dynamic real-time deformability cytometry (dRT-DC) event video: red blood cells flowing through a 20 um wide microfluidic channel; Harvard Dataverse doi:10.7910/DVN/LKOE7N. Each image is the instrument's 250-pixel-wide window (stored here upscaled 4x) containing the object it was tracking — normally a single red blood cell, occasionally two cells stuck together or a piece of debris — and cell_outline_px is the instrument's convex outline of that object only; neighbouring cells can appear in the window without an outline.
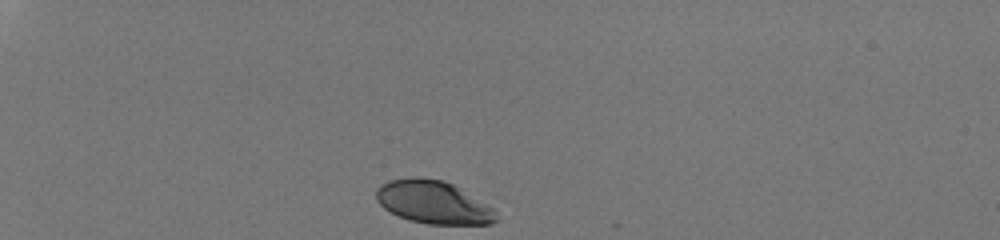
{"species": "human", "species_latin": "Homo sapiens", "temperature_condition": "room temperature", "stored_images_in_passage": 31, "camera_frame_rate_fps": 3000, "um_per_image_px": 0.085, "donor": {"sex": "male"}, "frame": {"image": 1, "passage_image": 1, "time_ms": 0.0, "image_size_px": [1000, 240], "cell_outline_px": [[500, 220], [492, 224], [428, 224], [408, 220], [384, 208], [376, 200], [376, 188], [380, 184], [388, 180], [444, 180], [452, 184], [492, 208], [496, 212]], "centroid_in_image_um": [36.85, 17.24], "position_along_channel_um": 48.2, "area_um2": 29.19}}
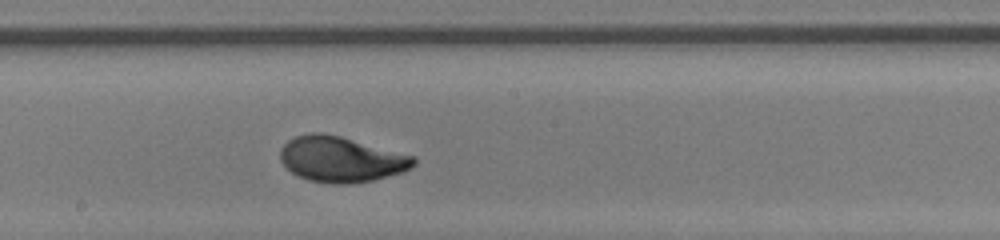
{"frame": {"image": 2, "passage_image": 18, "time_ms": 5.667, "image_size_px": [1000, 240], "cell_outline_px": [[416, 164], [412, 168], [400, 172], [372, 180], [348, 184], [332, 184], [308, 180], [296, 176], [280, 160], [280, 148], [288, 140], [296, 136], [312, 132], [320, 132], [340, 136], [416, 156]], "centroid_in_image_um": [28.99, 13.53], "position_along_channel_um": 219.2, "area_um2": 35.43}}
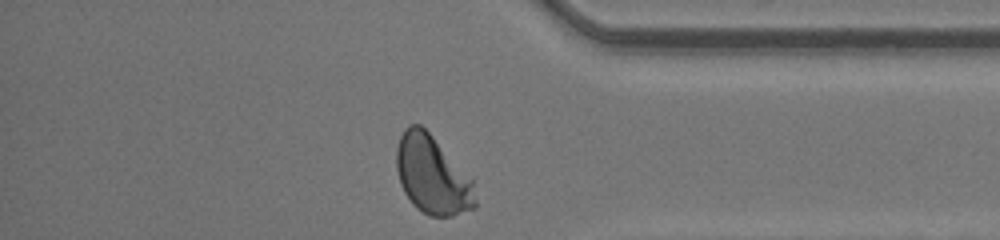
{"frame": {"image": 3, "passage_image": 31, "time_ms": 10.0, "image_size_px": [1000, 240], "cell_outline_px": [[476, 208], [452, 216], [428, 216], [416, 208], [412, 204], [404, 192], [400, 184], [396, 168], [396, 148], [400, 136], [404, 128], [408, 124], [420, 124], [472, 176], [476, 200]], "centroid_in_image_um": [36.75, 14.88], "position_along_channel_um": 398.4, "area_um2": 36.41}, "authors_computed_cell_mechanics": {"area_um2": 33.9864, "velocity_mm_per_s": 4.2534, "shape_relaxation_time_tau1_ms": 3.589, "shape_relaxation_time_tau2_ms": null, "deformation_change_tau1": 0.1801, "deformation_change_tau2": null}}